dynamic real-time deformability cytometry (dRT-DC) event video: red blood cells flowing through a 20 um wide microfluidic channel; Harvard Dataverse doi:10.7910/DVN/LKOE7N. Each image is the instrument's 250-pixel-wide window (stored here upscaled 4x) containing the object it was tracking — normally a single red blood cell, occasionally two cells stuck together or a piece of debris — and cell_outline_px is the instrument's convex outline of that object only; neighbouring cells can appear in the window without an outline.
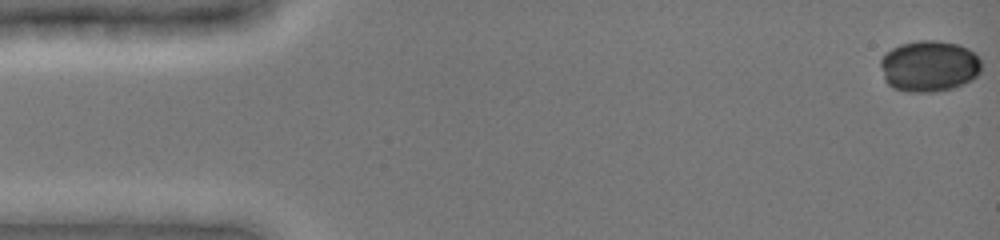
{"species": "common noctule bat (a hibernating species)", "species_latin": "Nyctalus noctula", "temperature_condition": "cold", "stored_images_in_passage": 47, "camera_frame_rate_fps": 3000, "um_per_image_px": 0.085, "animal": {"sex": "female", "body_mass_g": 19.0, "forearm_length_mm": 51.5}, "frame": {"image": 1, "passage_image": 1, "time_ms": 0.0, "image_size_px": [1000, 240], "cell_outline_px": [[980, 72], [972, 80], [964, 84], [952, 88], [936, 92], [908, 92], [892, 88], [884, 80], [880, 64], [880, 60], [892, 48], [900, 44], [916, 40], [936, 40], [960, 44], [976, 52], [980, 60]], "centroid_in_image_um": [78.99, 5.62], "position_along_channel_um": 6.0, "area_um2": 30.52}}
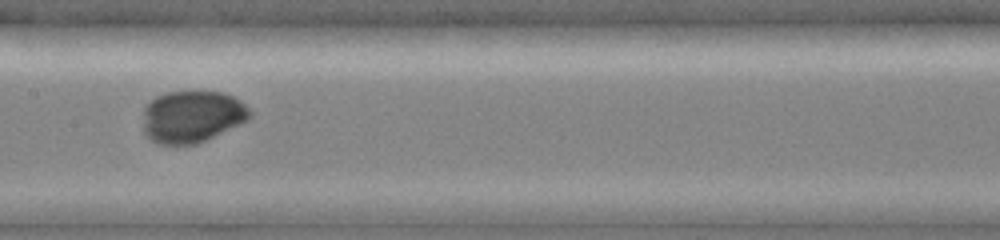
{"frame": {"image": 2, "passage_image": 25, "time_ms": 8.0, "image_size_px": [1000, 240], "cell_outline_px": [[252, 116], [248, 120], [240, 124], [196, 144], [156, 144], [144, 132], [144, 108], [156, 96], [168, 92], [224, 92], [240, 100], [252, 112]], "centroid_in_image_um": [16.34, 9.91], "position_along_channel_um": 191.1, "area_um2": 32.14}}
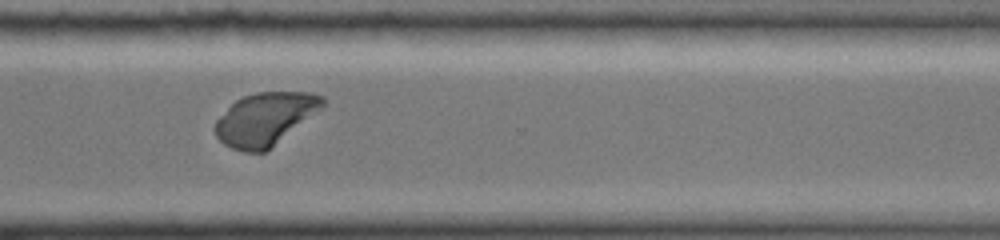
{"frame": {"image": 3, "passage_image": 37, "time_ms": 12.0, "image_size_px": [1000, 240], "cell_outline_px": [[324, 108], [264, 152], [244, 152], [232, 148], [224, 144], [216, 136], [212, 128], [216, 120], [236, 100], [244, 96], [256, 92], [312, 92], [324, 96]], "centroid_in_image_um": [22.55, 10.1], "position_along_channel_um": 348.1, "area_um2": 33.0}}